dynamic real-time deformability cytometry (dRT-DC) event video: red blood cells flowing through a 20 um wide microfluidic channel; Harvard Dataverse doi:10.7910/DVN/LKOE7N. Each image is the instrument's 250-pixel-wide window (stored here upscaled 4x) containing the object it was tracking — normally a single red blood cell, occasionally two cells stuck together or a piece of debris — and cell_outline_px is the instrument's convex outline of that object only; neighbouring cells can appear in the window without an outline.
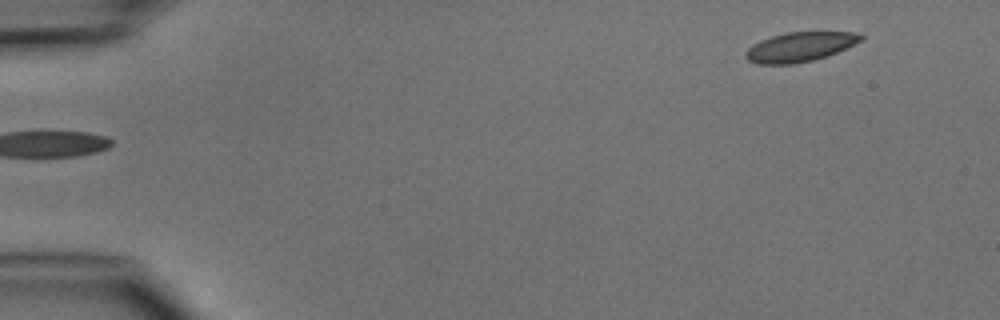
{"species": "common noctule bat (a hibernating species)", "species_latin": "Nyctalus noctula", "temperature_condition": "cold", "stored_images_in_passage": 4, "segment_of_instrument_passage": [2, 2], "camera_frame_rate_fps": 3000, "um_per_image_px": 0.085, "animal": {"sex": "male", "body_mass_g": 15.6}, "frame": {"image": 1, "passage_image": 4, "time_ms": 4.333, "image_size_px": [1000, 320], "cell_outline_px": [[864, 40], [828, 56], [812, 60], [792, 64], [756, 64], [748, 60], [744, 56], [744, 52], [752, 44], [760, 40], [772, 36], [788, 32], [864, 32]], "centroid_in_image_um": [68.01, 3.98], "position_along_channel_um": 17.0, "area_um2": 20.06}}